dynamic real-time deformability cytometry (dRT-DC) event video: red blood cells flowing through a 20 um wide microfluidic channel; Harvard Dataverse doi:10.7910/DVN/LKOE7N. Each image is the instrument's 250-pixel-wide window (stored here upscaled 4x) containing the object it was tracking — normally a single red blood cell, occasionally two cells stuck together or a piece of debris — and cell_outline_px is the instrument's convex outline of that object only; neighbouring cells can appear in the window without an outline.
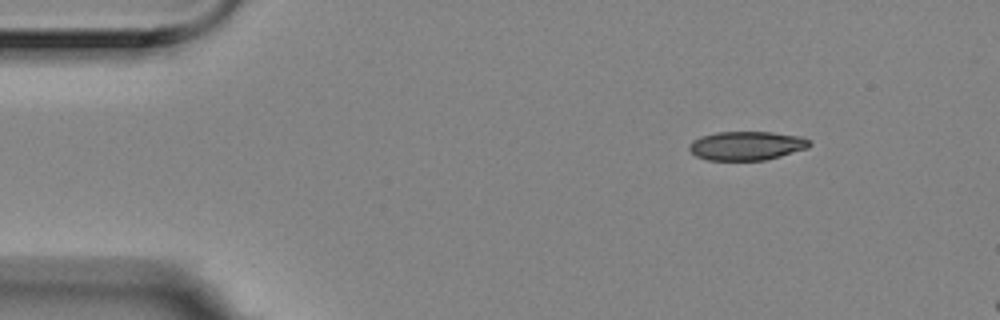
{"species": "Egyptian fruit bat (a non-hibernating species)", "species_latin": "Rousettus aegyptiacus", "temperature_condition": "room temperature", "stored_images_in_passage": 8, "camera_frame_rate_fps": 3000, "um_per_image_px": 0.085, "animal": {"sex": "female"}, "frame": {"image": 1, "passage_image": 1, "time_ms": 0.0, "image_size_px": [1000, 320], "cell_outline_px": [[812, 144], [808, 148], [780, 156], [764, 160], [708, 160], [696, 156], [688, 148], [688, 144], [692, 140], [700, 136], [716, 132], [772, 132], [800, 136], [808, 140]], "centroid_in_image_um": [63.43, 12.38], "position_along_channel_um": 21.6, "area_um2": 20.29}}